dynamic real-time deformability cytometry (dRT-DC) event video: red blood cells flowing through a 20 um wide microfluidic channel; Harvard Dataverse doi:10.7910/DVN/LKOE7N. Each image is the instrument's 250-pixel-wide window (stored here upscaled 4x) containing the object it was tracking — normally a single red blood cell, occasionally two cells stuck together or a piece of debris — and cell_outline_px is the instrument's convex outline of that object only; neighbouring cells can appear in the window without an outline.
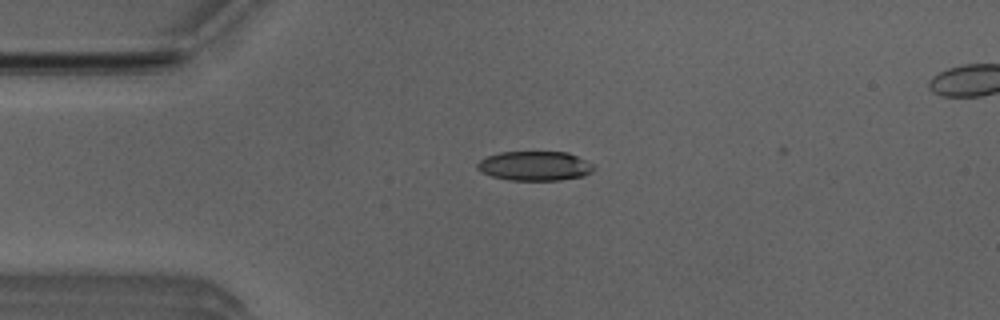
{"species": "Egyptian fruit bat (a non-hibernating species)", "species_latin": "Rousettus aegyptiacus", "temperature_condition": "room temperature", "stored_images_in_passage": 5, "camera_frame_rate_fps": 3000, "um_per_image_px": 0.085, "animal": {"sex": "male"}, "frame": {"image": 1, "passage_image": 3, "time_ms": 0.667, "image_size_px": [1000, 320], "cell_outline_px": [[596, 168], [592, 172], [584, 176], [560, 180], [508, 180], [492, 176], [480, 172], [476, 168], [476, 164], [480, 160], [488, 156], [500, 152], [568, 152], [592, 164]], "centroid_in_image_um": [45.44, 14.11], "position_along_channel_um": 39.6, "area_um2": 20.0}}